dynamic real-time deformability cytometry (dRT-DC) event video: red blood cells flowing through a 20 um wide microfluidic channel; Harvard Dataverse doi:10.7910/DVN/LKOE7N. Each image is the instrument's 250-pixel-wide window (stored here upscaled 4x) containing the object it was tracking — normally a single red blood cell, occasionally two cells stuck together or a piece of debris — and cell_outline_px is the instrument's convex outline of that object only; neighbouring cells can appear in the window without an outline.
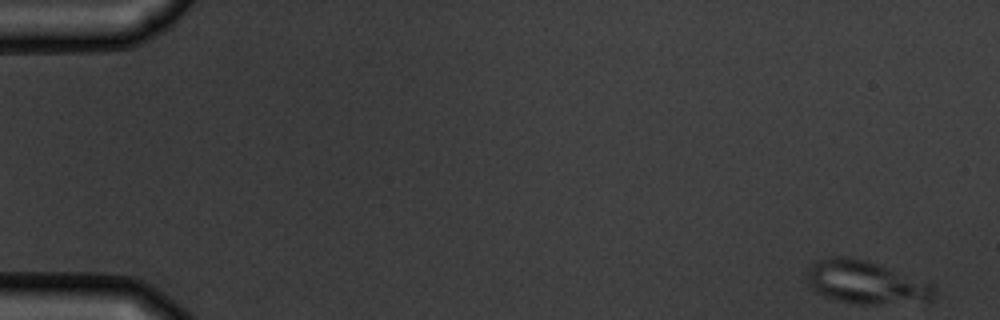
{"species": "common noctule bat (a hibernating species)", "species_latin": "Nyctalus noctula", "temperature_condition": "warm", "stored_images_in_passage": 5, "camera_frame_rate_fps": 3000, "um_per_image_px": 0.085, "animal": {"sex": "male", "body_mass_g": 19.5, "forearm_length_mm": 54.6}, "frame": {"image": 1, "passage_image": 1, "time_ms": 0.0, "image_size_px": [1000, 320], "cell_outline_px": [[936, 296], [932, 300], [872, 304], [856, 304], [836, 300], [824, 296], [816, 292], [808, 284], [808, 268], [816, 260], [832, 256], [848, 256], [864, 260], [932, 284], [936, 288]], "centroid_in_image_um": [73.55, 24.0], "position_along_channel_um": 11.5, "area_um2": 31.39}}